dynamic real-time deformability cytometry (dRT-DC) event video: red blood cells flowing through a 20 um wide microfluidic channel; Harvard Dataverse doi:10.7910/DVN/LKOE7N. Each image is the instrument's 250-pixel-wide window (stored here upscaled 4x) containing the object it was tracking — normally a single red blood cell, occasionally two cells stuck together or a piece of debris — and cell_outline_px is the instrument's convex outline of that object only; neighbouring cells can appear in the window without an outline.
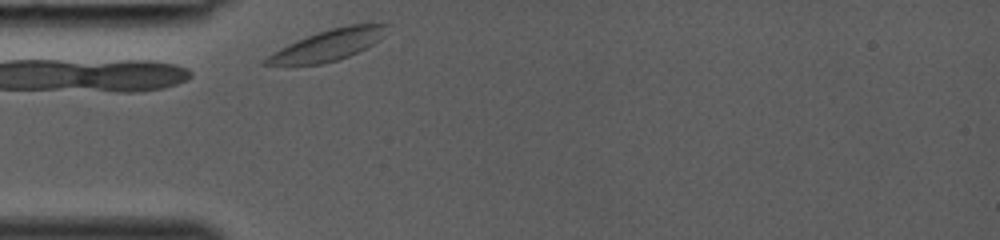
{"species": "common noctule bat (a hibernating species)", "species_latin": "Nyctalus noctula", "temperature_condition": "room temperature", "stored_images_in_passage": 24, "camera_frame_rate_fps": 3000, "um_per_image_px": 0.085, "animal": {"sex": "female", "body_mass_g": 19.0, "forearm_length_mm": 53.3}, "frame": {"image": 1, "passage_image": 1, "time_ms": 0.0, "image_size_px": [1000, 240], "cell_outline_px": [[388, 24], [384, 36], [372, 44], [348, 56], [336, 60], [320, 64], [260, 64], [272, 52], [288, 44], [308, 36], [332, 28], [348, 24]], "centroid_in_image_um": [27.89, 3.82], "position_along_channel_um": 57.1, "area_um2": 21.1}}
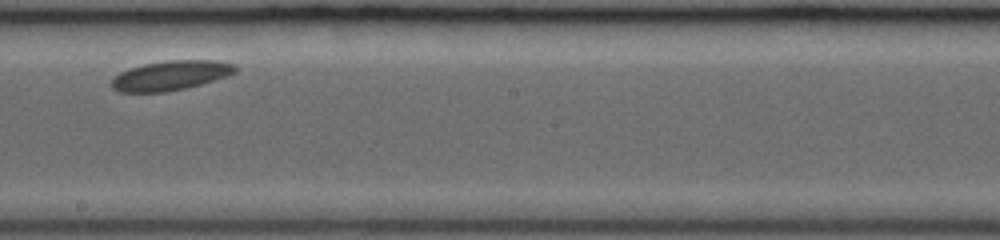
{"frame": {"image": 2, "passage_image": 13, "time_ms": 4.0, "image_size_px": [1000, 240], "cell_outline_px": [[236, 72], [200, 84], [184, 88], [164, 92], [120, 92], [112, 88], [112, 80], [120, 72], [128, 68], [144, 64], [168, 60], [216, 60], [236, 64]], "centroid_in_image_um": [14.49, 6.4], "position_along_channel_um": 233.7, "area_um2": 21.1}}
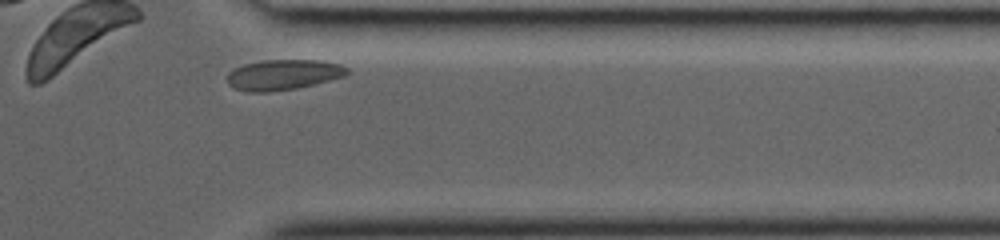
{"frame": {"image": 3, "passage_image": 23, "time_ms": 7.333, "image_size_px": [1000, 240], "cell_outline_px": [[348, 72], [344, 76], [296, 88], [268, 92], [252, 92], [236, 88], [228, 84], [228, 72], [244, 64], [264, 60], [324, 60], [340, 64], [348, 68]], "centroid_in_image_um": [24.09, 6.34], "position_along_channel_um": 387.3, "area_um2": 20.98}}